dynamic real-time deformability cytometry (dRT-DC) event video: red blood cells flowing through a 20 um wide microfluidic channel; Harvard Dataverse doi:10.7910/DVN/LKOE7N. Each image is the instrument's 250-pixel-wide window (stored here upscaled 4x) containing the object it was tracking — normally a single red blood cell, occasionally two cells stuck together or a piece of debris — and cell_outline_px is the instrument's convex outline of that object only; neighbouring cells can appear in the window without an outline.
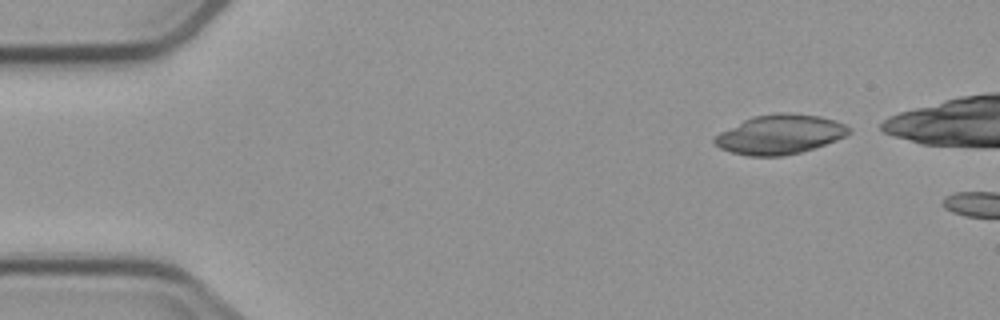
{"species": "common noctule bat (a hibernating species)", "species_latin": "Nyctalus noctula", "temperature_condition": "cold", "stored_images_in_passage": 2, "camera_frame_rate_fps": 3000, "um_per_image_px": 0.085, "animal": {"sex": "male", "body_mass_g": 23.1, "forearm_length_mm": 52.7}, "frame": {"image": 1, "passage_image": 1, "time_ms": 0.0, "image_size_px": [1000, 320], "cell_outline_px": [[852, 132], [836, 140], [800, 152], [784, 156], [748, 156], [732, 152], [720, 148], [712, 140], [720, 132], [744, 120], [756, 116], [780, 112], [788, 112], [820, 116], [836, 120], [852, 128]], "centroid_in_image_um": [66.31, 11.42], "position_along_channel_um": 18.7, "area_um2": 30.69}}